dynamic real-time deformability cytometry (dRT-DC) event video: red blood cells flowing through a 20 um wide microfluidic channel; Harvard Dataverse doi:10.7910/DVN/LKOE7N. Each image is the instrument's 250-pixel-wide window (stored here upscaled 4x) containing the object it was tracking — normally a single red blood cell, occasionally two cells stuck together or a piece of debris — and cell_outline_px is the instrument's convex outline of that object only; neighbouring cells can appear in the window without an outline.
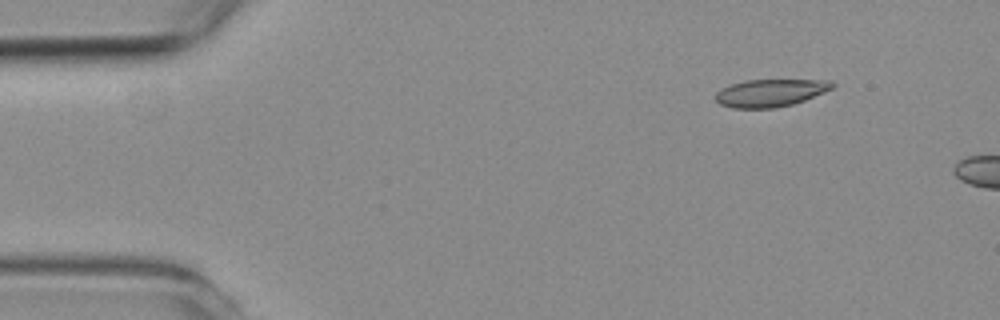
{"species": "common noctule bat (a hibernating species)", "species_latin": "Nyctalus noctula", "temperature_condition": "room temperature", "stored_images_in_passage": 5, "camera_frame_rate_fps": 3000, "um_per_image_px": 0.085, "animal": {"sex": "female", "body_mass_g": 19.3, "forearm_length_mm": 54.1}, "frame": {"image": 1, "passage_image": 1, "time_ms": 0.0, "image_size_px": [1000, 320], "cell_outline_px": [[836, 84], [832, 88], [824, 92], [804, 100], [792, 104], [776, 108], [732, 108], [720, 104], [716, 100], [716, 92], [720, 88], [744, 80], [832, 80]], "centroid_in_image_um": [65.47, 7.89], "position_along_channel_um": 19.5, "area_um2": 18.73}}